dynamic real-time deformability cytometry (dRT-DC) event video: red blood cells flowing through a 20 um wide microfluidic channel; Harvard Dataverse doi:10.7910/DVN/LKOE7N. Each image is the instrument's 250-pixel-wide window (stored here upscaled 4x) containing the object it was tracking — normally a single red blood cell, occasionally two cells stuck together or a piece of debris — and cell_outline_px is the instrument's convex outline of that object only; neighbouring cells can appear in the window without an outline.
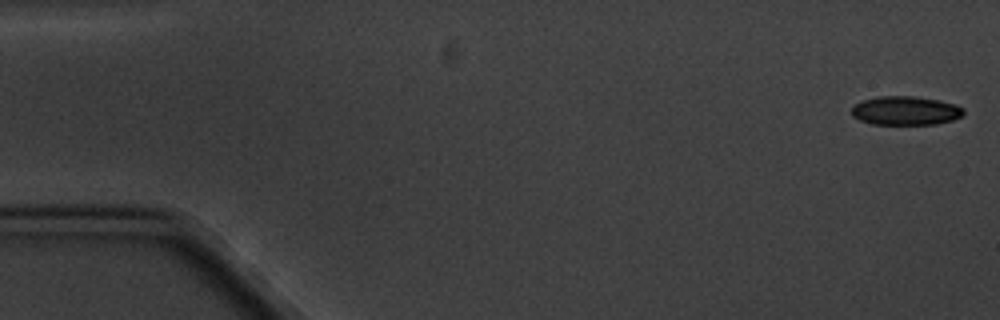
{"species": "common noctule bat (a hibernating species)", "species_latin": "Nyctalus noctula", "temperature_condition": "cold", "stored_images_in_passage": 5, "camera_frame_rate_fps": 3000, "um_per_image_px": 0.085, "animal": {"sex": "male", "body_mass_g": 20.1, "forearm_length_mm": 53.5}, "frame": {"image": 1, "passage_image": 1, "time_ms": 0.0, "image_size_px": [1000, 320], "cell_outline_px": [[964, 112], [960, 116], [952, 120], [936, 124], [872, 124], [860, 120], [852, 116], [852, 108], [856, 104], [864, 100], [880, 96], [912, 96], [940, 100], [956, 104], [964, 108]], "centroid_in_image_um": [76.99, 9.4], "position_along_channel_um": 8.0, "area_um2": 18.73}}
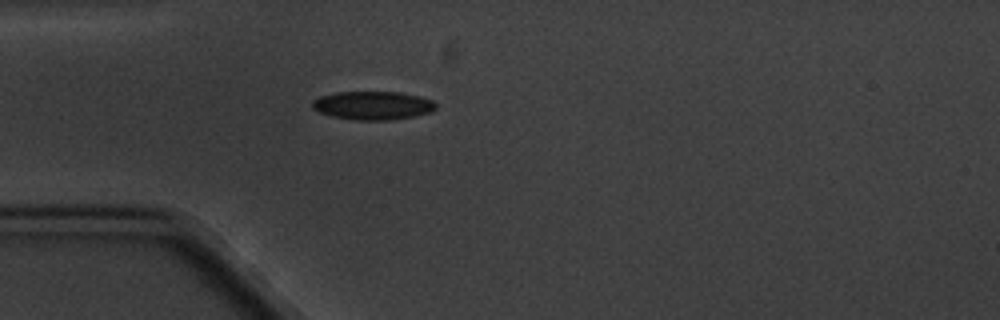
{"frame": {"image": 2, "passage_image": 5, "time_ms": 5.0, "image_size_px": [1000, 320], "cell_outline_px": [[436, 108], [432, 112], [416, 116], [392, 120], [356, 120], [332, 116], [320, 112], [312, 108], [312, 100], [320, 96], [336, 92], [400, 92], [420, 96], [432, 100], [436, 104]], "centroid_in_image_um": [31.71, 8.96], "position_along_channel_um": 53.3, "area_um2": 20.63}}